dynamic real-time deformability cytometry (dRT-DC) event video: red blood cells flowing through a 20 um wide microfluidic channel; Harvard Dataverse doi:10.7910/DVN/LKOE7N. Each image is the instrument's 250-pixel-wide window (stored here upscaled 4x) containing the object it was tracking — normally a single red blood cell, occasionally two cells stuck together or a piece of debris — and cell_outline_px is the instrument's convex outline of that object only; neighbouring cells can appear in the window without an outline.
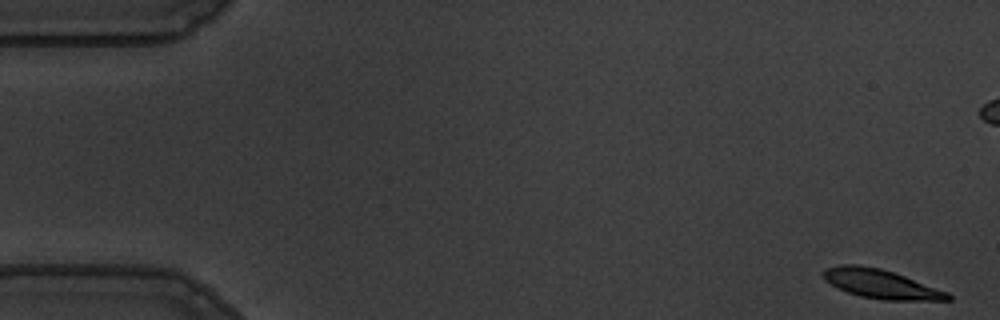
{"species": "common noctule bat (a hibernating species)", "species_latin": "Nyctalus noctula", "temperature_condition": "warm", "stored_images_in_passage": 56, "camera_frame_rate_fps": 3000, "um_per_image_px": 0.085, "animal": {"sex": "male", "body_mass_g": 19.5, "forearm_length_mm": 54.6}, "frame": {"image": 1, "passage_image": 1, "time_ms": 0.0, "image_size_px": [1000, 320], "cell_outline_px": [[952, 300], [884, 300], [860, 296], [848, 292], [824, 280], [820, 272], [824, 268], [840, 264], [860, 264], [880, 268], [904, 276], [948, 292], [952, 296]], "centroid_in_image_um": [74.83, 24.12], "position_along_channel_um": 10.2, "area_um2": 21.04}}
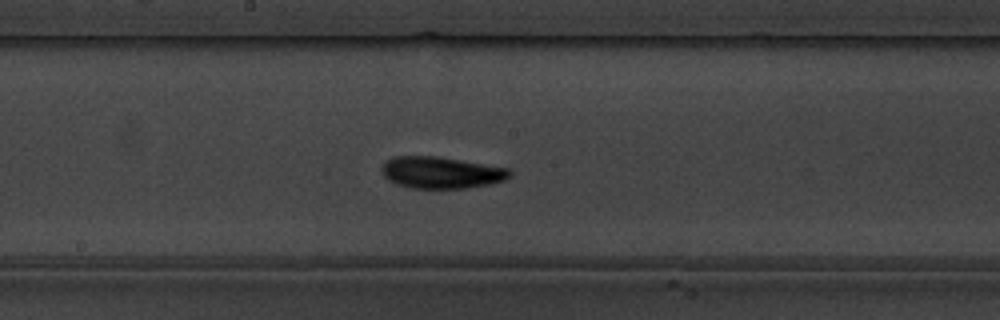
{"frame": {"image": 2, "passage_image": 29, "time_ms": 9.333, "image_size_px": [1000, 320], "cell_outline_px": [[512, 176], [504, 180], [492, 184], [464, 188], [412, 188], [396, 184], [388, 180], [380, 172], [380, 168], [384, 160], [392, 156], [440, 156], [508, 168], [512, 172]], "centroid_in_image_um": [37.47, 14.65], "position_along_channel_um": 210.7, "area_um2": 24.04}}
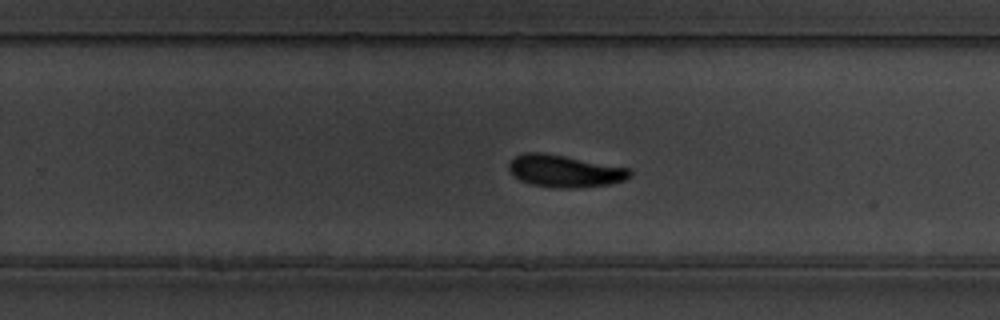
{"frame": {"image": 3, "passage_image": 35, "time_ms": 11.333, "image_size_px": [1000, 320], "cell_outline_px": [[632, 176], [624, 180], [608, 184], [572, 188], [552, 188], [532, 184], [520, 180], [512, 176], [508, 168], [508, 164], [516, 156], [524, 152], [544, 152], [628, 168], [632, 172]], "centroid_in_image_um": [47.95, 14.54], "position_along_channel_um": 281.8, "area_um2": 22.66}, "authors_computed_cell_mechanics": {"area_um2": 22.3397, "velocity_mm_per_s": 3.5756, "shape_relaxation_time_tau1_ms": 3.0098, "shape_relaxation_time_tau2_ms": 3.4271, "deformation_change_tau1": 0.1464, "deformation_change_tau2": 0.0926}}